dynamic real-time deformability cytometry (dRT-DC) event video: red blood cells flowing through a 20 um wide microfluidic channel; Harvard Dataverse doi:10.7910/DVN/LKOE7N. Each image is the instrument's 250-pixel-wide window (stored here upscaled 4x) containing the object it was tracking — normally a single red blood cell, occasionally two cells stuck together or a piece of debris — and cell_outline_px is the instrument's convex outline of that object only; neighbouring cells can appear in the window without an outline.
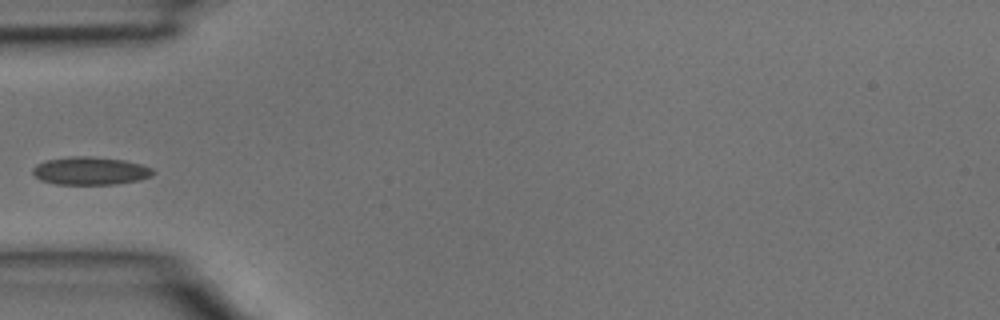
{"species": "common noctule bat (a hibernating species)", "species_latin": "Nyctalus noctula", "temperature_condition": "room temperature", "stored_images_in_passage": 2, "camera_frame_rate_fps": 3000, "um_per_image_px": 0.085, "animal": {"sex": "male", "body_mass_g": 15.6}, "frame": {"image": 1, "passage_image": 2, "time_ms": 0.333, "image_size_px": [1000, 320], "cell_outline_px": [[156, 172], [152, 176], [140, 180], [116, 184], [56, 184], [40, 180], [32, 172], [32, 168], [36, 164], [44, 160], [72, 156], [92, 156], [124, 160], [140, 164], [152, 168]], "centroid_in_image_um": [7.68, 14.52], "position_along_channel_um": 77.3, "area_um2": 19.77}}